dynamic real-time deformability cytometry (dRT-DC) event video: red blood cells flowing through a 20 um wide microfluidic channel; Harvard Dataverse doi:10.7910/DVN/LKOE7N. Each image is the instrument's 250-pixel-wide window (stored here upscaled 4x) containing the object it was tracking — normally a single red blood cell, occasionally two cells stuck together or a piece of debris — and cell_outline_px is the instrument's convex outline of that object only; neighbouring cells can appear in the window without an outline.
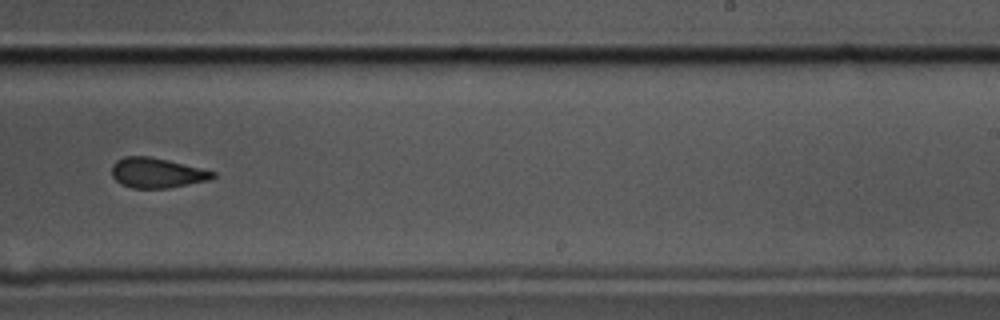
{"species": "common noctule bat (a hibernating species)", "species_latin": "Nyctalus noctula", "temperature_condition": "cold", "stored_images_in_passage": 9, "camera_frame_rate_fps": 3000, "um_per_image_px": 0.085, "animal": {"sex": "male", "body_mass_g": 17.5, "forearm_length_mm": 52.3}, "frame": {"image": 1, "passage_image": 9, "time_ms": 2.667, "image_size_px": [1000, 320], "cell_outline_px": [[216, 176], [208, 180], [168, 188], [132, 188], [116, 180], [112, 176], [112, 164], [116, 160], [124, 156], [148, 156], [168, 160], [216, 172]], "centroid_in_image_um": [13.32, 14.68], "position_along_channel_um": 275.7, "area_um2": 17.51}}